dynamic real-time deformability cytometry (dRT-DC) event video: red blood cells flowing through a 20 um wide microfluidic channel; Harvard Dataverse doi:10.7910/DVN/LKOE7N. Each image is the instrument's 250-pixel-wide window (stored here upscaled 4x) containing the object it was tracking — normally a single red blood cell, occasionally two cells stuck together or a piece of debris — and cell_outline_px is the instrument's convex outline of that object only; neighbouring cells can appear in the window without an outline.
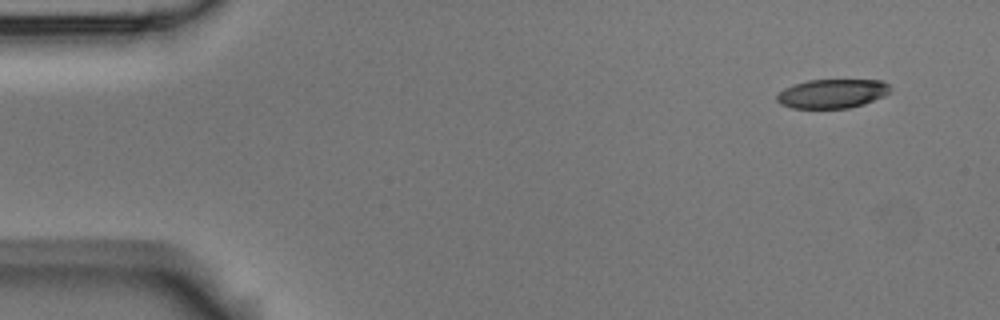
{"species": "Egyptian fruit bat (a non-hibernating species)", "species_latin": "Rousettus aegyptiacus", "temperature_condition": "room temperature", "stored_images_in_passage": 5, "camera_frame_rate_fps": 3000, "um_per_image_px": 0.085, "animal": {"sex": "male"}, "frame": {"image": 1, "passage_image": 1, "time_ms": 0.0, "image_size_px": [1000, 320], "cell_outline_px": [[892, 92], [884, 96], [864, 104], [848, 108], [792, 108], [780, 104], [776, 100], [776, 96], [784, 88], [808, 80], [884, 80], [892, 88]], "centroid_in_image_um": [70.78, 7.96], "position_along_channel_um": 14.2, "area_um2": 19.31}}
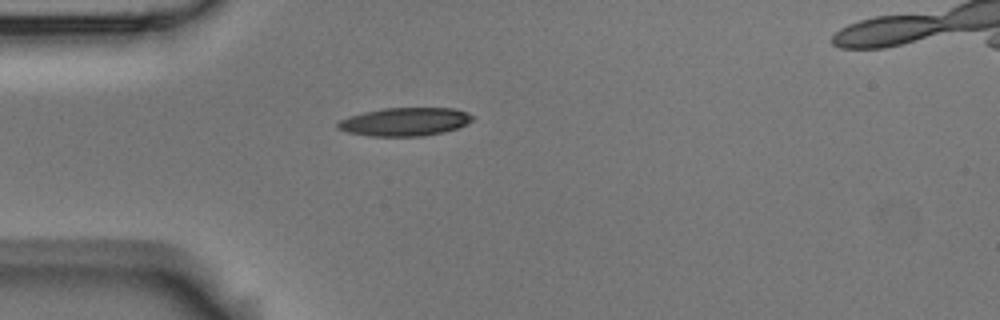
{"frame": {"image": 2, "passage_image": 4, "time_ms": 1.0, "image_size_px": [1000, 320], "cell_outline_px": [[476, 116], [472, 120], [456, 128], [444, 132], [420, 136], [368, 136], [348, 132], [336, 128], [336, 124], [340, 120], [364, 112], [384, 108], [452, 108], [468, 112]], "centroid_in_image_um": [34.42, 10.35], "position_along_channel_um": 50.6, "area_um2": 22.08}}